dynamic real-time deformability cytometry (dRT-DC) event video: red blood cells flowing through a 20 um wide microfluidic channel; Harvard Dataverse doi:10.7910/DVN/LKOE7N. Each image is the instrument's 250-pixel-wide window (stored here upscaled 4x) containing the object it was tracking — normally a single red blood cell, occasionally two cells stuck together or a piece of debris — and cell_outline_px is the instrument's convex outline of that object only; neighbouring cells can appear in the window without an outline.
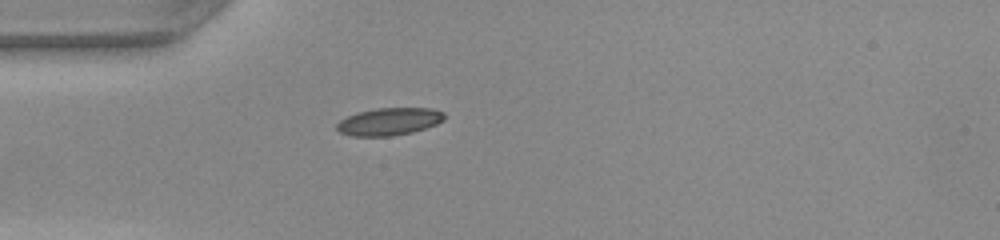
{"species": "common noctule bat (a hibernating species)", "species_latin": "Nyctalus noctula", "temperature_condition": "warm", "stored_images_in_passage": 36, "camera_frame_rate_fps": 3000, "um_per_image_px": 0.085, "animal": {"sex": "female", "body_mass_g": 22.0, "forearm_length_mm": 56.7}, "frame": {"image": 1, "passage_image": 1, "time_ms": 0.0, "image_size_px": [1000, 240], "cell_outline_px": [[444, 120], [436, 124], [412, 132], [392, 136], [352, 136], [340, 132], [336, 128], [336, 124], [340, 120], [348, 116], [360, 112], [376, 108], [428, 108], [444, 112]], "centroid_in_image_um": [33.07, 10.33], "position_along_channel_um": 51.9, "area_um2": 17.05}}
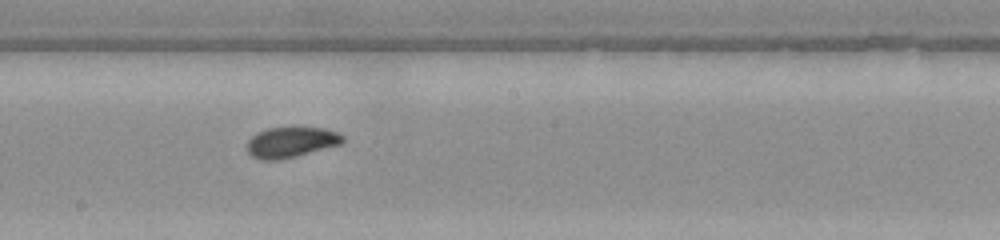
{"frame": {"image": 2, "passage_image": 14, "time_ms": 4.333, "image_size_px": [1000, 240], "cell_outline_px": [[344, 140], [340, 144], [296, 156], [280, 160], [260, 160], [252, 156], [248, 152], [248, 140], [256, 132], [268, 128], [324, 128], [336, 132], [344, 136]], "centroid_in_image_um": [24.71, 12.09], "position_along_channel_um": 223.5, "area_um2": 16.82}}
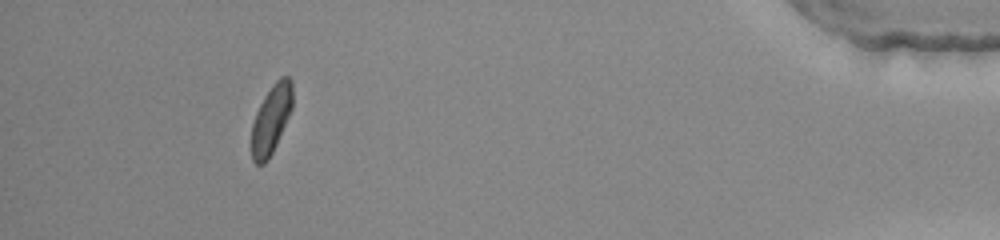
{"frame": {"image": 3, "passage_image": 32, "time_ms": 10.333, "image_size_px": [1000, 240], "cell_outline_px": [[292, 108], [276, 144], [268, 160], [264, 164], [256, 164], [252, 160], [252, 124], [256, 112], [264, 96], [272, 84], [280, 76], [288, 76], [292, 80]], "centroid_in_image_um": [23.05, 10.11], "position_along_channel_um": 412.2, "area_um2": 16.3}, "authors_computed_cell_mechanics": {"area_um2": 16.6175, "velocity_mm_per_s": 4.179, "shape_relaxation_time_tau1_ms": 2.7415, "shape_relaxation_time_tau2_ms": 1.2817, "deformation_change_tau1": 0.1252, "deformation_change_tau2": 0.0411}}